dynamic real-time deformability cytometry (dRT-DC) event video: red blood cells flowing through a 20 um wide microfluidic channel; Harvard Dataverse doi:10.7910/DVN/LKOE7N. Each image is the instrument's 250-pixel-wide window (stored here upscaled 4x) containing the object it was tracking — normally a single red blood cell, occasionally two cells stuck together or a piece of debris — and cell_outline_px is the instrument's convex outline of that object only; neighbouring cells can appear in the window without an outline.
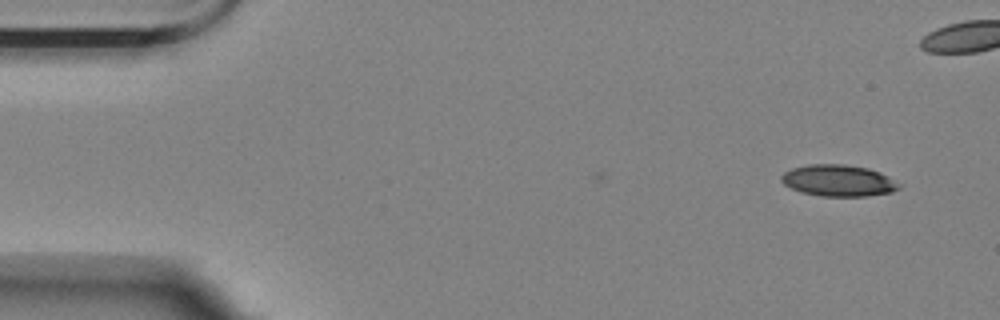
{"species": "Egyptian fruit bat (a non-hibernating species)", "species_latin": "Rousettus aegyptiacus", "temperature_condition": "room temperature", "stored_images_in_passage": 48, "camera_frame_rate_fps": 3000, "um_per_image_px": 0.085, "animal": {"sex": "female"}, "frame": {"image": 1, "passage_image": 1, "time_ms": 0.0, "image_size_px": [1000, 320], "cell_outline_px": [[904, 184], [900, 188], [892, 192], [868, 196], [820, 196], [800, 192], [784, 184], [780, 180], [780, 176], [784, 172], [792, 168], [808, 164], [844, 164], [868, 168], [880, 172]], "centroid_in_image_um": [71.29, 15.35], "position_along_channel_um": 13.7, "area_um2": 21.91}}
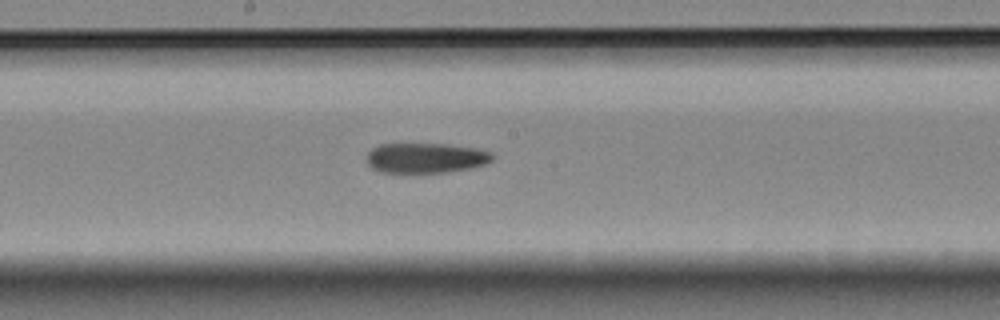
{"frame": {"image": 2, "passage_image": 27, "time_ms": 8.667, "image_size_px": [1000, 320], "cell_outline_px": [[492, 160], [484, 164], [472, 168], [448, 172], [380, 172], [372, 168], [368, 164], [368, 152], [372, 148], [380, 144], [444, 144], [476, 148], [492, 152]], "centroid_in_image_um": [36.19, 13.42], "position_along_channel_um": 212.0, "area_um2": 21.91}}
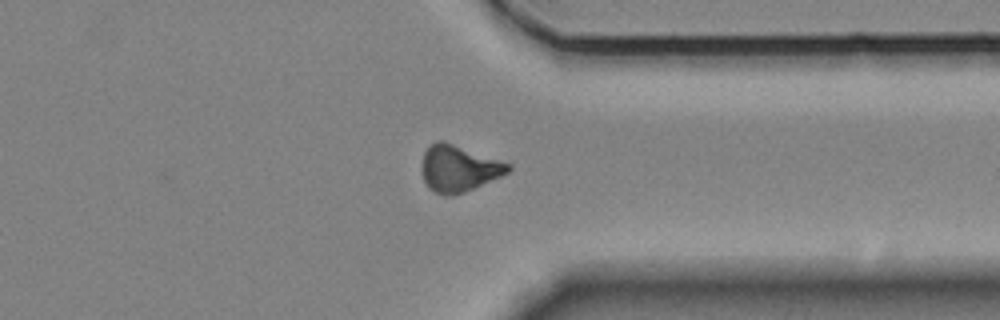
{"frame": {"image": 3, "passage_image": 41, "time_ms": 13.333, "image_size_px": [1000, 320], "cell_outline_px": [[512, 168], [508, 172], [500, 176], [464, 192], [452, 196], [444, 196], [428, 188], [424, 180], [420, 168], [424, 152], [428, 144], [436, 140], [444, 140], [512, 164]], "centroid_in_image_um": [38.95, 14.29], "position_along_channel_um": 372.5, "area_um2": 23.64}}